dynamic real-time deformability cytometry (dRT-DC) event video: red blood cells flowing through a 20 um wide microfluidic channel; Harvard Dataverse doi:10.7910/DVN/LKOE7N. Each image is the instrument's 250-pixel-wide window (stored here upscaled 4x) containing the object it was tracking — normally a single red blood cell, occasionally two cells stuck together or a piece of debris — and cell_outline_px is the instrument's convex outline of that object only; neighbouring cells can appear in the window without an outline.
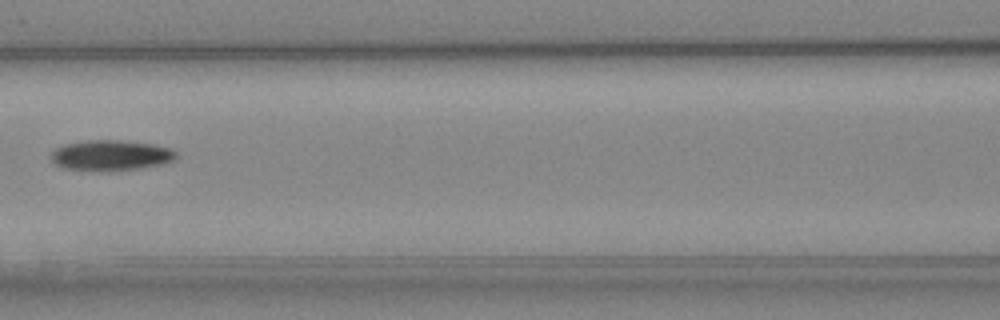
{"species": "Egyptian fruit bat (a non-hibernating species)", "species_latin": "Rousettus aegyptiacus", "temperature_condition": "cold", "stored_images_in_passage": 7, "camera_frame_rate_fps": 3000, "um_per_image_px": 0.085, "animal": {"sex": "female"}, "frame": {"image": 1, "passage_image": 7, "time_ms": 7.0, "image_size_px": [1000, 320], "cell_outline_px": [[176, 156], [172, 160], [160, 164], [136, 168], [108, 172], [64, 168], [52, 164], [52, 152], [56, 148], [64, 144], [84, 140], [120, 140], [152, 144], [172, 148], [176, 152]], "centroid_in_image_um": [9.37, 13.2], "position_along_channel_um": 157.2, "area_um2": 22.25}}